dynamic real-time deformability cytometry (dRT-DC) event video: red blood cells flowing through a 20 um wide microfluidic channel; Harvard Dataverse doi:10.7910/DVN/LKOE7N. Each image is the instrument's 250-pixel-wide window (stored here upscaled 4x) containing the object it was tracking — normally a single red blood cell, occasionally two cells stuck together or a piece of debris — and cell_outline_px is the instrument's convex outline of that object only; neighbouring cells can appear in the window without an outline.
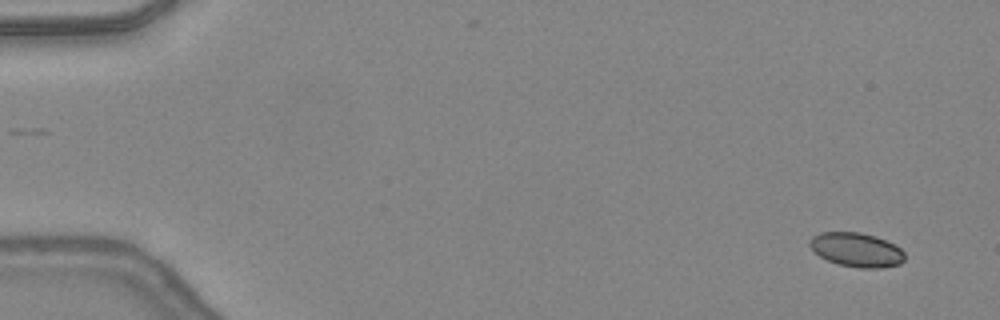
{"species": "common noctule bat (a hibernating species)", "species_latin": "Nyctalus noctula", "temperature_condition": "warm", "stored_images_in_passage": 46, "camera_frame_rate_fps": 3000, "um_per_image_px": 0.085, "animal": {"sex": "female", "body_mass_g": 24.6, "forearm_length_mm": 56.2}, "frame": {"image": 1, "passage_image": 1, "time_ms": 0.0, "image_size_px": [1000, 320], "cell_outline_px": [[904, 260], [900, 264], [880, 268], [860, 268], [836, 264], [820, 256], [808, 244], [808, 240], [812, 236], [820, 232], [860, 232], [876, 236], [900, 248], [904, 252]], "centroid_in_image_um": [72.78, 21.23], "position_along_channel_um": 12.2, "area_um2": 18.9}}
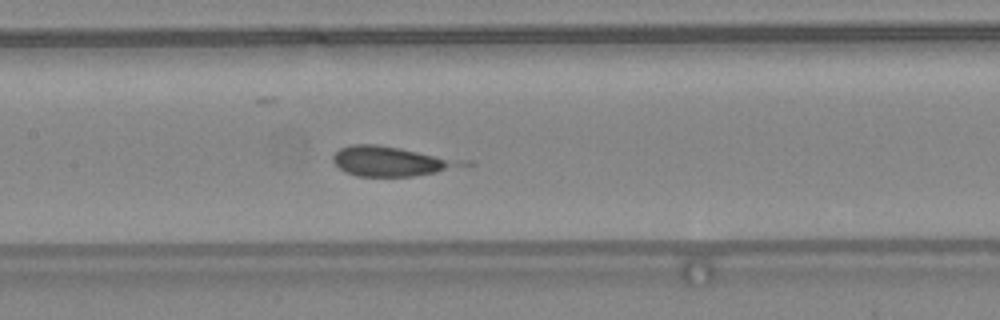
{"frame": {"image": 2, "passage_image": 22, "time_ms": 7.0, "image_size_px": [1000, 320], "cell_outline_px": [[476, 164], [436, 172], [412, 176], [356, 176], [344, 172], [332, 160], [332, 156], [340, 148], [352, 144], [376, 144], [472, 160]], "centroid_in_image_um": [33.37, 13.7], "position_along_channel_um": 174.0, "area_um2": 22.89}}
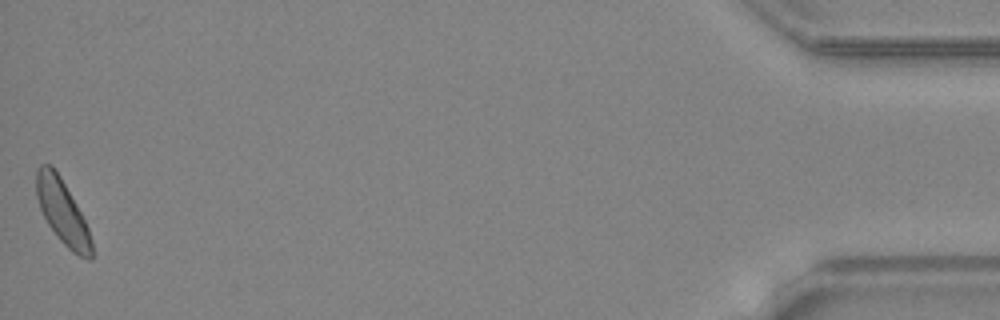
{"frame": {"image": 3, "passage_image": 46, "time_ms": 15.0, "image_size_px": [1000, 320], "cell_outline_px": [[92, 260], [88, 260], [72, 252], [60, 240], [48, 224], [40, 208], [36, 196], [36, 168], [40, 164], [52, 164], [60, 176], [76, 204], [88, 228], [92, 240]], "centroid_in_image_um": [5.29, 17.99], "position_along_channel_um": 429.9, "area_um2": 20.58}}